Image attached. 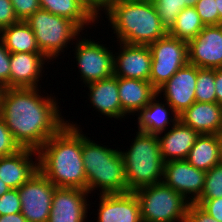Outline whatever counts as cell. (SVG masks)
Returning a JSON list of instances; mask_svg holds the SVG:
<instances>
[{"mask_svg": "<svg viewBox=\"0 0 222 222\" xmlns=\"http://www.w3.org/2000/svg\"><path fill=\"white\" fill-rule=\"evenodd\" d=\"M39 88H3L0 114L21 148L38 151L67 122L52 94Z\"/></svg>", "mask_w": 222, "mask_h": 222, "instance_id": "6da1fadb", "label": "cell"}, {"mask_svg": "<svg viewBox=\"0 0 222 222\" xmlns=\"http://www.w3.org/2000/svg\"><path fill=\"white\" fill-rule=\"evenodd\" d=\"M81 125L70 120L38 152V170L56 187L87 191Z\"/></svg>", "mask_w": 222, "mask_h": 222, "instance_id": "7a4b0ae2", "label": "cell"}, {"mask_svg": "<svg viewBox=\"0 0 222 222\" xmlns=\"http://www.w3.org/2000/svg\"><path fill=\"white\" fill-rule=\"evenodd\" d=\"M104 14L117 42L149 45L168 34L151 0H113Z\"/></svg>", "mask_w": 222, "mask_h": 222, "instance_id": "3957f363", "label": "cell"}, {"mask_svg": "<svg viewBox=\"0 0 222 222\" xmlns=\"http://www.w3.org/2000/svg\"><path fill=\"white\" fill-rule=\"evenodd\" d=\"M101 145L82 133V158L87 191L89 194L98 189H100L99 194L127 193L125 168L120 149Z\"/></svg>", "mask_w": 222, "mask_h": 222, "instance_id": "277c9868", "label": "cell"}, {"mask_svg": "<svg viewBox=\"0 0 222 222\" xmlns=\"http://www.w3.org/2000/svg\"><path fill=\"white\" fill-rule=\"evenodd\" d=\"M133 140L125 152L120 150L128 192L160 183L164 177L158 135L137 131Z\"/></svg>", "mask_w": 222, "mask_h": 222, "instance_id": "5b68a950", "label": "cell"}, {"mask_svg": "<svg viewBox=\"0 0 222 222\" xmlns=\"http://www.w3.org/2000/svg\"><path fill=\"white\" fill-rule=\"evenodd\" d=\"M25 22L34 32L41 53L49 60L46 64L56 60L83 32L73 21L44 9L34 12Z\"/></svg>", "mask_w": 222, "mask_h": 222, "instance_id": "8992f818", "label": "cell"}, {"mask_svg": "<svg viewBox=\"0 0 222 222\" xmlns=\"http://www.w3.org/2000/svg\"><path fill=\"white\" fill-rule=\"evenodd\" d=\"M134 193L139 200L142 222H185L190 202L163 181Z\"/></svg>", "mask_w": 222, "mask_h": 222, "instance_id": "52a82bcc", "label": "cell"}, {"mask_svg": "<svg viewBox=\"0 0 222 222\" xmlns=\"http://www.w3.org/2000/svg\"><path fill=\"white\" fill-rule=\"evenodd\" d=\"M148 47L152 55L149 82L158 90L188 64V43L167 34Z\"/></svg>", "mask_w": 222, "mask_h": 222, "instance_id": "ba28073f", "label": "cell"}, {"mask_svg": "<svg viewBox=\"0 0 222 222\" xmlns=\"http://www.w3.org/2000/svg\"><path fill=\"white\" fill-rule=\"evenodd\" d=\"M79 39V40H78ZM74 59L78 66L79 76L85 85L107 79L114 75V52L106 44L94 39L78 37L76 39Z\"/></svg>", "mask_w": 222, "mask_h": 222, "instance_id": "9c48e42d", "label": "cell"}, {"mask_svg": "<svg viewBox=\"0 0 222 222\" xmlns=\"http://www.w3.org/2000/svg\"><path fill=\"white\" fill-rule=\"evenodd\" d=\"M55 188L39 170L18 188L21 214L27 222H48Z\"/></svg>", "mask_w": 222, "mask_h": 222, "instance_id": "30bf717a", "label": "cell"}, {"mask_svg": "<svg viewBox=\"0 0 222 222\" xmlns=\"http://www.w3.org/2000/svg\"><path fill=\"white\" fill-rule=\"evenodd\" d=\"M188 63L202 69L222 68V24L205 26L188 42Z\"/></svg>", "mask_w": 222, "mask_h": 222, "instance_id": "8fae6325", "label": "cell"}, {"mask_svg": "<svg viewBox=\"0 0 222 222\" xmlns=\"http://www.w3.org/2000/svg\"><path fill=\"white\" fill-rule=\"evenodd\" d=\"M205 176V171L195 168L186 160H172L164 163L163 182L190 203H194L201 196Z\"/></svg>", "mask_w": 222, "mask_h": 222, "instance_id": "7c38bea8", "label": "cell"}, {"mask_svg": "<svg viewBox=\"0 0 222 222\" xmlns=\"http://www.w3.org/2000/svg\"><path fill=\"white\" fill-rule=\"evenodd\" d=\"M196 82L197 66L188 63L157 90V95L162 93L163 101L179 116L196 101Z\"/></svg>", "mask_w": 222, "mask_h": 222, "instance_id": "4fadbf2b", "label": "cell"}, {"mask_svg": "<svg viewBox=\"0 0 222 222\" xmlns=\"http://www.w3.org/2000/svg\"><path fill=\"white\" fill-rule=\"evenodd\" d=\"M88 197L89 192L80 188L56 187L48 222H86Z\"/></svg>", "mask_w": 222, "mask_h": 222, "instance_id": "5bb4252c", "label": "cell"}, {"mask_svg": "<svg viewBox=\"0 0 222 222\" xmlns=\"http://www.w3.org/2000/svg\"><path fill=\"white\" fill-rule=\"evenodd\" d=\"M114 52V76L149 81L152 55L148 45H130L118 42Z\"/></svg>", "mask_w": 222, "mask_h": 222, "instance_id": "9a60e30c", "label": "cell"}, {"mask_svg": "<svg viewBox=\"0 0 222 222\" xmlns=\"http://www.w3.org/2000/svg\"><path fill=\"white\" fill-rule=\"evenodd\" d=\"M97 222H142L140 204L134 192L100 194Z\"/></svg>", "mask_w": 222, "mask_h": 222, "instance_id": "2e32d148", "label": "cell"}, {"mask_svg": "<svg viewBox=\"0 0 222 222\" xmlns=\"http://www.w3.org/2000/svg\"><path fill=\"white\" fill-rule=\"evenodd\" d=\"M37 171L38 152L36 150L21 148L12 155L0 157V179L11 189L20 188Z\"/></svg>", "mask_w": 222, "mask_h": 222, "instance_id": "e0dca14e", "label": "cell"}, {"mask_svg": "<svg viewBox=\"0 0 222 222\" xmlns=\"http://www.w3.org/2000/svg\"><path fill=\"white\" fill-rule=\"evenodd\" d=\"M47 61L42 53H10V88H39Z\"/></svg>", "mask_w": 222, "mask_h": 222, "instance_id": "ac0fdd59", "label": "cell"}, {"mask_svg": "<svg viewBox=\"0 0 222 222\" xmlns=\"http://www.w3.org/2000/svg\"><path fill=\"white\" fill-rule=\"evenodd\" d=\"M168 128L170 130L158 134L163 161L186 160L200 134L191 127L184 125L179 119L171 128L170 126Z\"/></svg>", "mask_w": 222, "mask_h": 222, "instance_id": "d6986e66", "label": "cell"}, {"mask_svg": "<svg viewBox=\"0 0 222 222\" xmlns=\"http://www.w3.org/2000/svg\"><path fill=\"white\" fill-rule=\"evenodd\" d=\"M88 87V100L96 112L107 118L124 119L127 115L121 108L118 91V77L111 76L86 85Z\"/></svg>", "mask_w": 222, "mask_h": 222, "instance_id": "ffe728a7", "label": "cell"}, {"mask_svg": "<svg viewBox=\"0 0 222 222\" xmlns=\"http://www.w3.org/2000/svg\"><path fill=\"white\" fill-rule=\"evenodd\" d=\"M178 118L199 134L222 133V106L218 103L195 101Z\"/></svg>", "mask_w": 222, "mask_h": 222, "instance_id": "44dd1931", "label": "cell"}, {"mask_svg": "<svg viewBox=\"0 0 222 222\" xmlns=\"http://www.w3.org/2000/svg\"><path fill=\"white\" fill-rule=\"evenodd\" d=\"M118 91L123 112L137 116L157 95L149 81L118 77Z\"/></svg>", "mask_w": 222, "mask_h": 222, "instance_id": "7402d4cb", "label": "cell"}, {"mask_svg": "<svg viewBox=\"0 0 222 222\" xmlns=\"http://www.w3.org/2000/svg\"><path fill=\"white\" fill-rule=\"evenodd\" d=\"M157 97L159 96L156 95L137 115L138 131L158 135L168 130L167 127L169 125L172 126L176 121H178L179 116L175 114L174 110L168 105V103L166 101H164L165 103L162 102Z\"/></svg>", "mask_w": 222, "mask_h": 222, "instance_id": "603a6c76", "label": "cell"}, {"mask_svg": "<svg viewBox=\"0 0 222 222\" xmlns=\"http://www.w3.org/2000/svg\"><path fill=\"white\" fill-rule=\"evenodd\" d=\"M186 161L195 168L209 171L221 163V136L200 134L189 151Z\"/></svg>", "mask_w": 222, "mask_h": 222, "instance_id": "cb8c5ba5", "label": "cell"}, {"mask_svg": "<svg viewBox=\"0 0 222 222\" xmlns=\"http://www.w3.org/2000/svg\"><path fill=\"white\" fill-rule=\"evenodd\" d=\"M41 9L73 21L82 31L99 20L78 0H39ZM86 25V26H85Z\"/></svg>", "mask_w": 222, "mask_h": 222, "instance_id": "d4e9b609", "label": "cell"}, {"mask_svg": "<svg viewBox=\"0 0 222 222\" xmlns=\"http://www.w3.org/2000/svg\"><path fill=\"white\" fill-rule=\"evenodd\" d=\"M0 38L10 53H41L34 32L23 20L2 29Z\"/></svg>", "mask_w": 222, "mask_h": 222, "instance_id": "484cf974", "label": "cell"}, {"mask_svg": "<svg viewBox=\"0 0 222 222\" xmlns=\"http://www.w3.org/2000/svg\"><path fill=\"white\" fill-rule=\"evenodd\" d=\"M204 27L205 25L195 7H186L178 14L175 24L168 34L188 43L194 39Z\"/></svg>", "mask_w": 222, "mask_h": 222, "instance_id": "4316f807", "label": "cell"}, {"mask_svg": "<svg viewBox=\"0 0 222 222\" xmlns=\"http://www.w3.org/2000/svg\"><path fill=\"white\" fill-rule=\"evenodd\" d=\"M162 26L167 32L174 26L178 14L186 7H194L200 0H152Z\"/></svg>", "mask_w": 222, "mask_h": 222, "instance_id": "83f0119b", "label": "cell"}, {"mask_svg": "<svg viewBox=\"0 0 222 222\" xmlns=\"http://www.w3.org/2000/svg\"><path fill=\"white\" fill-rule=\"evenodd\" d=\"M215 69L197 67L195 98L197 102L216 103Z\"/></svg>", "mask_w": 222, "mask_h": 222, "instance_id": "f1b7e54d", "label": "cell"}, {"mask_svg": "<svg viewBox=\"0 0 222 222\" xmlns=\"http://www.w3.org/2000/svg\"><path fill=\"white\" fill-rule=\"evenodd\" d=\"M222 198V162L206 172L204 189L198 199Z\"/></svg>", "mask_w": 222, "mask_h": 222, "instance_id": "f546056e", "label": "cell"}, {"mask_svg": "<svg viewBox=\"0 0 222 222\" xmlns=\"http://www.w3.org/2000/svg\"><path fill=\"white\" fill-rule=\"evenodd\" d=\"M194 7L205 26L219 25V12L215 0H200Z\"/></svg>", "mask_w": 222, "mask_h": 222, "instance_id": "4dcf8cb0", "label": "cell"}, {"mask_svg": "<svg viewBox=\"0 0 222 222\" xmlns=\"http://www.w3.org/2000/svg\"><path fill=\"white\" fill-rule=\"evenodd\" d=\"M21 147L14 140L9 129L6 127L3 117L0 114V157L12 155Z\"/></svg>", "mask_w": 222, "mask_h": 222, "instance_id": "1f68e13d", "label": "cell"}, {"mask_svg": "<svg viewBox=\"0 0 222 222\" xmlns=\"http://www.w3.org/2000/svg\"><path fill=\"white\" fill-rule=\"evenodd\" d=\"M21 212L18 189H10L0 197V216Z\"/></svg>", "mask_w": 222, "mask_h": 222, "instance_id": "d6a6232c", "label": "cell"}, {"mask_svg": "<svg viewBox=\"0 0 222 222\" xmlns=\"http://www.w3.org/2000/svg\"><path fill=\"white\" fill-rule=\"evenodd\" d=\"M11 2L17 18L23 21L41 9L39 0H11Z\"/></svg>", "mask_w": 222, "mask_h": 222, "instance_id": "836d02e7", "label": "cell"}, {"mask_svg": "<svg viewBox=\"0 0 222 222\" xmlns=\"http://www.w3.org/2000/svg\"><path fill=\"white\" fill-rule=\"evenodd\" d=\"M0 87L10 88V52L0 38Z\"/></svg>", "mask_w": 222, "mask_h": 222, "instance_id": "e575fe53", "label": "cell"}, {"mask_svg": "<svg viewBox=\"0 0 222 222\" xmlns=\"http://www.w3.org/2000/svg\"><path fill=\"white\" fill-rule=\"evenodd\" d=\"M194 203L198 204L215 220L222 222V198L197 199Z\"/></svg>", "mask_w": 222, "mask_h": 222, "instance_id": "d590c367", "label": "cell"}, {"mask_svg": "<svg viewBox=\"0 0 222 222\" xmlns=\"http://www.w3.org/2000/svg\"><path fill=\"white\" fill-rule=\"evenodd\" d=\"M18 21L11 0H0V31Z\"/></svg>", "mask_w": 222, "mask_h": 222, "instance_id": "8d00e7d4", "label": "cell"}, {"mask_svg": "<svg viewBox=\"0 0 222 222\" xmlns=\"http://www.w3.org/2000/svg\"><path fill=\"white\" fill-rule=\"evenodd\" d=\"M185 222H219L204 211L198 204L190 203L185 217Z\"/></svg>", "mask_w": 222, "mask_h": 222, "instance_id": "74e56055", "label": "cell"}, {"mask_svg": "<svg viewBox=\"0 0 222 222\" xmlns=\"http://www.w3.org/2000/svg\"><path fill=\"white\" fill-rule=\"evenodd\" d=\"M81 4H83L97 19L101 15V11L103 13L106 11L107 5L102 0H78Z\"/></svg>", "mask_w": 222, "mask_h": 222, "instance_id": "f35d334b", "label": "cell"}, {"mask_svg": "<svg viewBox=\"0 0 222 222\" xmlns=\"http://www.w3.org/2000/svg\"><path fill=\"white\" fill-rule=\"evenodd\" d=\"M216 103L222 106V68L215 69Z\"/></svg>", "mask_w": 222, "mask_h": 222, "instance_id": "ab89813d", "label": "cell"}, {"mask_svg": "<svg viewBox=\"0 0 222 222\" xmlns=\"http://www.w3.org/2000/svg\"><path fill=\"white\" fill-rule=\"evenodd\" d=\"M0 222H27L21 212L0 216Z\"/></svg>", "mask_w": 222, "mask_h": 222, "instance_id": "60d3db41", "label": "cell"}, {"mask_svg": "<svg viewBox=\"0 0 222 222\" xmlns=\"http://www.w3.org/2000/svg\"><path fill=\"white\" fill-rule=\"evenodd\" d=\"M11 188L0 179V197L8 192Z\"/></svg>", "mask_w": 222, "mask_h": 222, "instance_id": "b9f144b4", "label": "cell"}, {"mask_svg": "<svg viewBox=\"0 0 222 222\" xmlns=\"http://www.w3.org/2000/svg\"><path fill=\"white\" fill-rule=\"evenodd\" d=\"M219 12V25L222 24V0H215Z\"/></svg>", "mask_w": 222, "mask_h": 222, "instance_id": "7bdbcfd3", "label": "cell"}, {"mask_svg": "<svg viewBox=\"0 0 222 222\" xmlns=\"http://www.w3.org/2000/svg\"><path fill=\"white\" fill-rule=\"evenodd\" d=\"M106 5H108L113 0H102Z\"/></svg>", "mask_w": 222, "mask_h": 222, "instance_id": "ee69618b", "label": "cell"}, {"mask_svg": "<svg viewBox=\"0 0 222 222\" xmlns=\"http://www.w3.org/2000/svg\"><path fill=\"white\" fill-rule=\"evenodd\" d=\"M221 136V162H222V135Z\"/></svg>", "mask_w": 222, "mask_h": 222, "instance_id": "f6af8a7d", "label": "cell"}, {"mask_svg": "<svg viewBox=\"0 0 222 222\" xmlns=\"http://www.w3.org/2000/svg\"><path fill=\"white\" fill-rule=\"evenodd\" d=\"M2 90H3V88L0 87V96H1Z\"/></svg>", "mask_w": 222, "mask_h": 222, "instance_id": "bcb514c9", "label": "cell"}]
</instances>
